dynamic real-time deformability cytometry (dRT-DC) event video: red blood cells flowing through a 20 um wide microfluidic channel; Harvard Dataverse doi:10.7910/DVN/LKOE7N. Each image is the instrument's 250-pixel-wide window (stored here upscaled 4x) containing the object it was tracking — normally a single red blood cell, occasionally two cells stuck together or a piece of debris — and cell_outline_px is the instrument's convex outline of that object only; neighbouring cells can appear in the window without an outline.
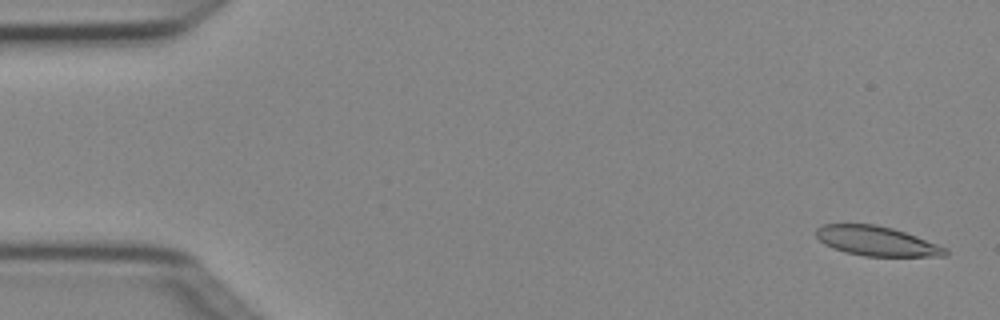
{"species": "Egyptian fruit bat (a non-hibernating species)", "species_latin": "Rousettus aegyptiacus", "temperature_condition": "cold", "stored_images_in_passage": 4, "camera_frame_rate_fps": 3000, "um_per_image_px": 0.085, "animal": {"sex": "female"}, "frame": {"image": 1, "passage_image": 1, "time_ms": 0.0, "image_size_px": [1000, 320], "cell_outline_px": [[948, 256], [864, 256], [844, 252], [824, 244], [816, 236], [816, 228], [824, 224], [876, 224], [892, 228], [916, 236], [948, 248]], "centroid_in_image_um": [74.52, 20.49], "position_along_channel_um": 10.5, "area_um2": 22.25}}
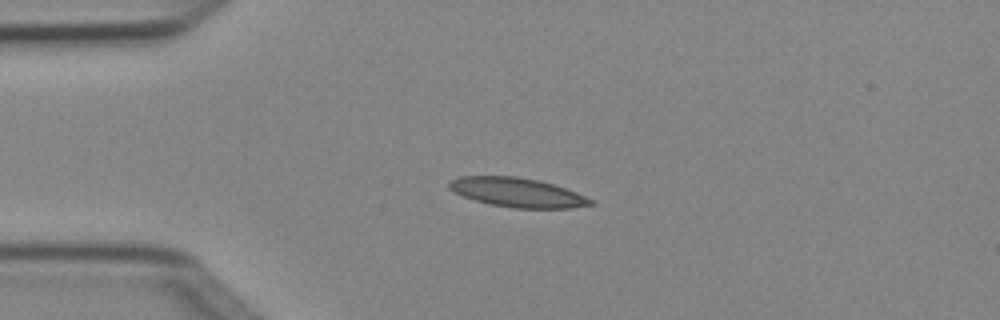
{"frame": {"image": 2, "passage_image": 3, "time_ms": 0.667, "image_size_px": [1000, 320], "cell_outline_px": [[596, 204], [568, 208], [512, 208], [492, 204], [476, 200], [464, 196], [448, 188], [448, 180], [460, 176], [516, 176], [540, 180], [576, 192], [596, 200]], "centroid_in_image_um": [44.0, 16.35], "position_along_channel_um": 41.0, "area_um2": 24.1}}